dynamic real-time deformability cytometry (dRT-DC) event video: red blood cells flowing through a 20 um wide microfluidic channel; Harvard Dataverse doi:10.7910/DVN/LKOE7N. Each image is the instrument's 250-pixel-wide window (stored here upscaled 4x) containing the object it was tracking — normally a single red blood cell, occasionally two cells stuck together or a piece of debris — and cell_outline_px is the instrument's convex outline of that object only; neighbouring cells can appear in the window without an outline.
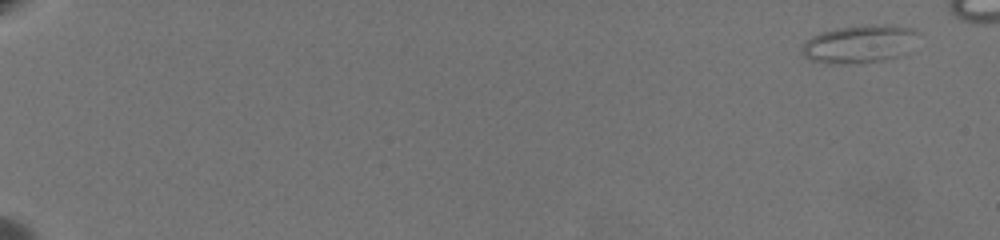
{"species": "common noctule bat (a hibernating species)", "species_latin": "Nyctalus noctula", "temperature_condition": "warm", "stored_images_in_passage": 61, "camera_frame_rate_fps": 3000, "um_per_image_px": 0.085, "animal": {"sex": "female", "body_mass_g": 19.5, "forearm_length_mm": 54.1}, "frame": {"image": 1, "passage_image": 1, "time_ms": 0.0, "image_size_px": [1000, 240], "cell_outline_px": [[920, 32], [904, 52], [900, 56], [884, 60], [840, 64], [828, 64], [808, 60], [804, 56], [800, 48], [812, 36], [820, 32], [836, 28], [888, 24], [892, 24], [912, 28]], "centroid_in_image_um": [73.01, 3.74], "position_along_channel_um": 12.0, "area_um2": 25.49}}
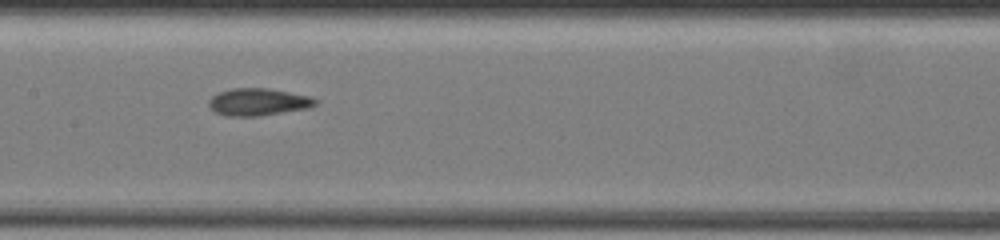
{"frame": {"image": 2, "passage_image": 36, "time_ms": 11.667, "image_size_px": [1000, 240], "cell_outline_px": [[320, 100], [316, 104], [308, 108], [260, 116], [228, 116], [216, 112], [208, 104], [208, 100], [212, 96], [220, 92], [232, 88], [268, 88], [312, 96]], "centroid_in_image_um": [21.99, 8.66], "position_along_channel_um": 185.4, "area_um2": 16.99}}
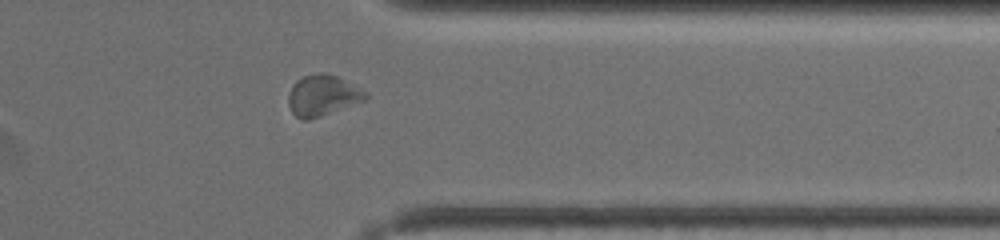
{"frame": {"image": 3, "passage_image": 54, "time_ms": 17.667, "image_size_px": [1000, 240], "cell_outline_px": [[368, 96], [364, 100], [320, 116], [308, 120], [300, 120], [292, 112], [288, 104], [288, 96], [292, 84], [296, 80], [304, 76], [320, 72], [324, 72], [336, 76], [364, 92]], "centroid_in_image_um": [27.33, 8.12], "position_along_channel_um": 384.1, "area_um2": 17.92}}